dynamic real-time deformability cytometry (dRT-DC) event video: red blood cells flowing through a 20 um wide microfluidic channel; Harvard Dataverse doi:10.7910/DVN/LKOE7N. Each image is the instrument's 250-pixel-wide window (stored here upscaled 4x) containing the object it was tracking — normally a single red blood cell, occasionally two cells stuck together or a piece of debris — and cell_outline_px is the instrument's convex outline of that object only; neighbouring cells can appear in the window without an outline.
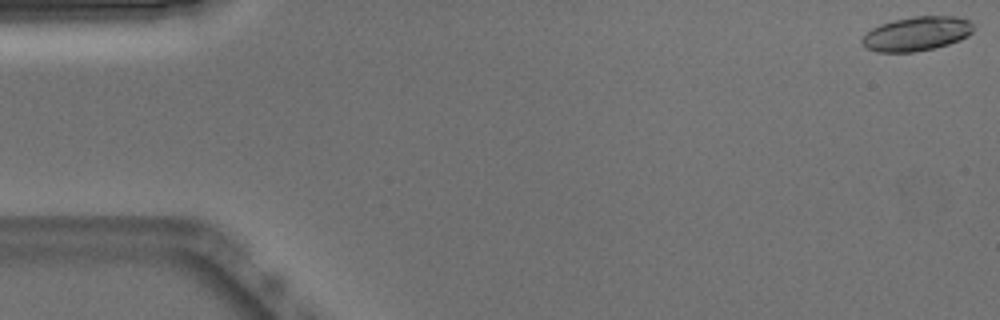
{"species": "Egyptian fruit bat (a non-hibernating species)", "species_latin": "Rousettus aegyptiacus", "temperature_condition": "warm", "stored_images_in_passage": 52, "camera_frame_rate_fps": 3000, "um_per_image_px": 0.085, "animal": {"sex": "male"}, "frame": {"image": 1, "passage_image": 1, "time_ms": 0.0, "image_size_px": [1000, 320], "cell_outline_px": [[972, 32], [968, 36], [960, 40], [948, 44], [932, 48], [912, 52], [876, 52], [864, 48], [860, 40], [872, 28], [880, 24], [912, 16], [956, 16], [968, 20], [972, 24]], "centroid_in_image_um": [77.89, 2.87], "position_along_channel_um": 7.1, "area_um2": 22.14}}
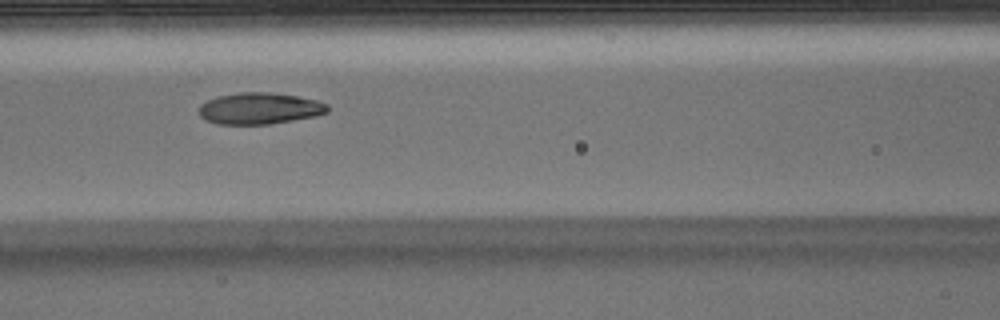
{"frame": {"image": 2, "passage_image": 22, "time_ms": 7.0, "image_size_px": [1000, 320], "cell_outline_px": [[328, 112], [316, 116], [268, 124], [216, 124], [204, 120], [200, 116], [200, 104], [216, 96], [240, 92], [268, 92], [296, 96], [316, 100], [328, 104]], "centroid_in_image_um": [22.04, 9.22], "position_along_channel_um": 144.6, "area_um2": 23.58}}
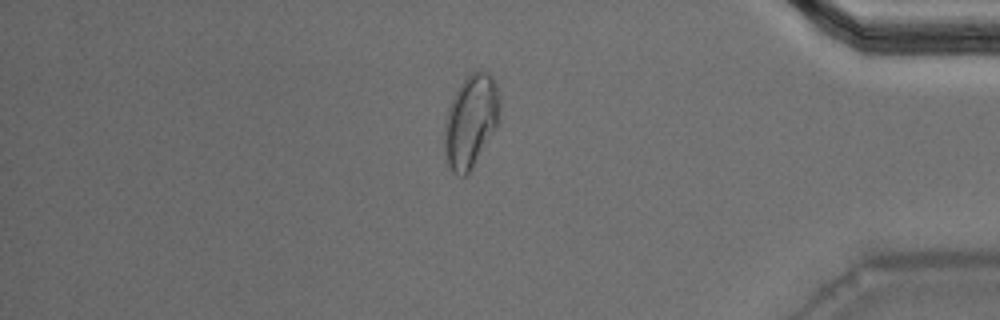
{"frame": {"image": 3, "passage_image": 44, "time_ms": 14.333, "image_size_px": [1000, 320], "cell_outline_px": [[500, 120], [496, 128], [472, 168], [464, 176], [460, 176], [452, 172], [448, 168], [444, 148], [444, 124], [448, 108], [460, 84], [476, 68], [488, 72], [492, 76], [496, 84], [500, 100]], "centroid_in_image_um": [40.02, 10.29], "position_along_channel_um": 395.2, "area_um2": 30.17}, "authors_computed_cell_mechanics": {"area_um2": 23.5824, "velocity_mm_per_s": 3.8628, "shape_relaxation_time_tau1_ms": 4.8902, "shape_relaxation_time_tau2_ms": 1.6165, "deformation_change_tau1": 0.1734, "deformation_change_tau2": 0.078}}